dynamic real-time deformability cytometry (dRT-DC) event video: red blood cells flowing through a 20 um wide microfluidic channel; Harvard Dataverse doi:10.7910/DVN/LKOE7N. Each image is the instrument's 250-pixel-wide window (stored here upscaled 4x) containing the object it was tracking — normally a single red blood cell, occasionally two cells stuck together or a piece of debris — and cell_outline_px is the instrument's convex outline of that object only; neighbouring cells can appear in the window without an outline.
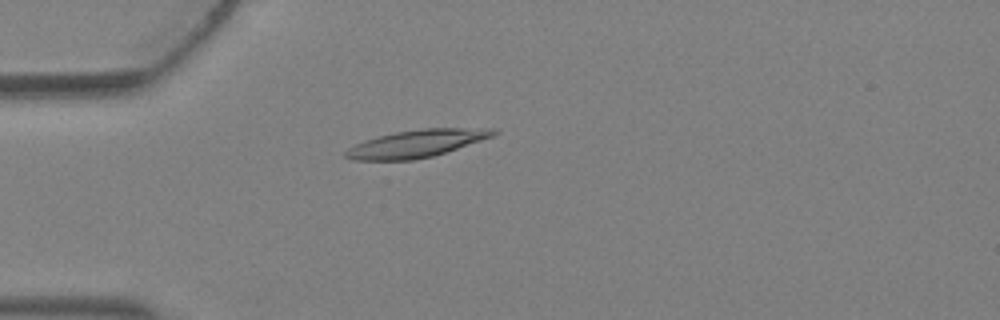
{"species": "Egyptian fruit bat (a non-hibernating species)", "species_latin": "Rousettus aegyptiacus", "temperature_condition": "warm", "stored_images_in_passage": 2, "camera_frame_rate_fps": 3000, "um_per_image_px": 0.085, "animal": {"sex": "female"}, "frame": {"image": 1, "passage_image": 2, "time_ms": 0.333, "image_size_px": [1000, 320], "cell_outline_px": [[500, 132], [492, 136], [432, 156], [412, 160], [352, 160], [344, 156], [344, 152], [348, 148], [364, 140], [396, 132], [424, 128], [496, 128]], "centroid_in_image_um": [35.38, 12.2], "position_along_channel_um": 49.6, "area_um2": 23.29}}